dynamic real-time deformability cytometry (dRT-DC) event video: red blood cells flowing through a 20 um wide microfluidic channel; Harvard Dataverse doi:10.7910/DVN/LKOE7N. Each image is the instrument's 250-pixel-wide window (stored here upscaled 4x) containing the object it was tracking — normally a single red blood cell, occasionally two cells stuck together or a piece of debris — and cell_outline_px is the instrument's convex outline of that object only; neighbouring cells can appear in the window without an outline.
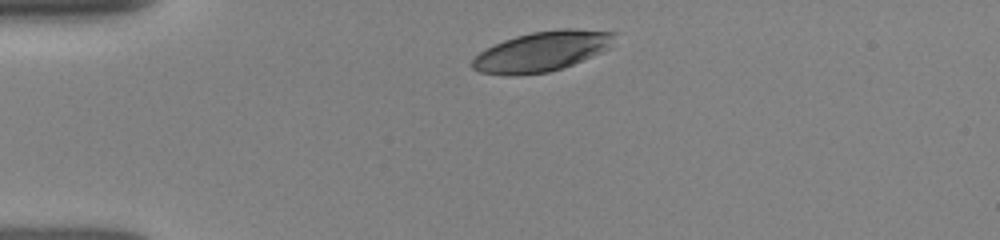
{"species": "human", "species_latin": "Homo sapiens", "temperature_condition": "room temperature", "stored_images_in_passage": 2, "camera_frame_rate_fps": 3000, "um_per_image_px": 0.085, "donor": {"sex": "female"}, "frame": {"image": 1, "passage_image": 1, "time_ms": 0.0, "image_size_px": [1000, 240], "cell_outline_px": [[616, 32], [608, 48], [592, 56], [564, 68], [548, 72], [516, 76], [508, 76], [480, 72], [472, 68], [468, 64], [480, 52], [504, 40], [516, 36], [532, 32], [564, 28], [576, 28]], "centroid_in_image_um": [46.03, 4.38], "position_along_channel_um": 39.0, "area_um2": 33.12}}